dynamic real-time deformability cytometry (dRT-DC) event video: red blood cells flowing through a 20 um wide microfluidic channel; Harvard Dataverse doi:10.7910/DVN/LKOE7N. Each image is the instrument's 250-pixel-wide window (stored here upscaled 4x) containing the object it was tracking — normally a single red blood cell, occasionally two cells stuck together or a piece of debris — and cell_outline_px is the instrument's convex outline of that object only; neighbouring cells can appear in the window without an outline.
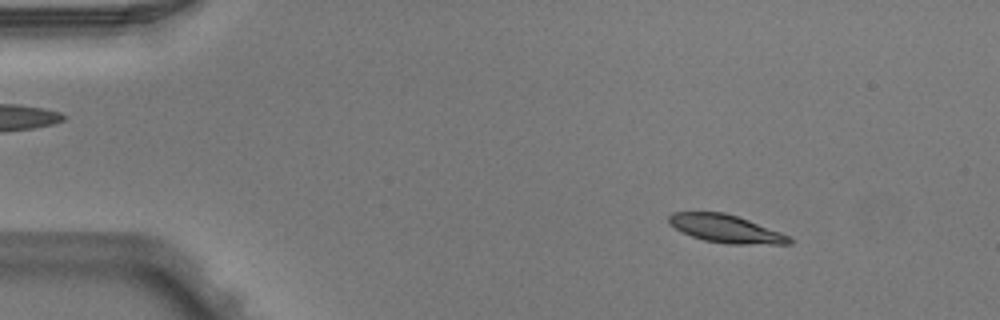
{"species": "Egyptian fruit bat (a non-hibernating species)", "species_latin": "Rousettus aegyptiacus", "temperature_condition": "warm", "stored_images_in_passage": 3, "camera_frame_rate_fps": 3000, "um_per_image_px": 0.085, "animal": {"sex": "male"}, "frame": {"image": 1, "passage_image": 1, "time_ms": 0.0, "image_size_px": [1000, 320], "cell_outline_px": [[792, 244], [728, 244], [704, 240], [692, 236], [668, 224], [668, 216], [672, 212], [724, 212], [748, 220], [780, 232], [788, 236], [792, 240]], "centroid_in_image_um": [61.67, 19.44], "position_along_channel_um": 23.3, "area_um2": 19.36}}
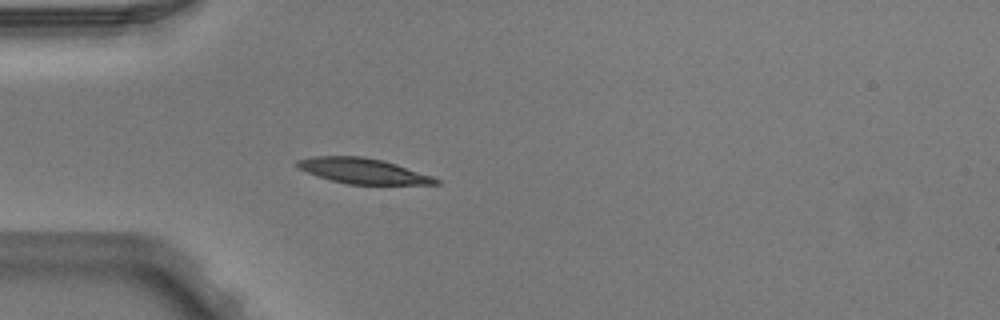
{"frame": {"image": 2, "passage_image": 3, "time_ms": 0.667, "image_size_px": [1000, 320], "cell_outline_px": [[440, 184], [348, 184], [332, 180], [296, 168], [296, 160], [312, 156], [364, 156], [396, 164], [432, 176], [440, 180]], "centroid_in_image_um": [30.83, 14.52], "position_along_channel_um": 54.2, "area_um2": 20.23}}